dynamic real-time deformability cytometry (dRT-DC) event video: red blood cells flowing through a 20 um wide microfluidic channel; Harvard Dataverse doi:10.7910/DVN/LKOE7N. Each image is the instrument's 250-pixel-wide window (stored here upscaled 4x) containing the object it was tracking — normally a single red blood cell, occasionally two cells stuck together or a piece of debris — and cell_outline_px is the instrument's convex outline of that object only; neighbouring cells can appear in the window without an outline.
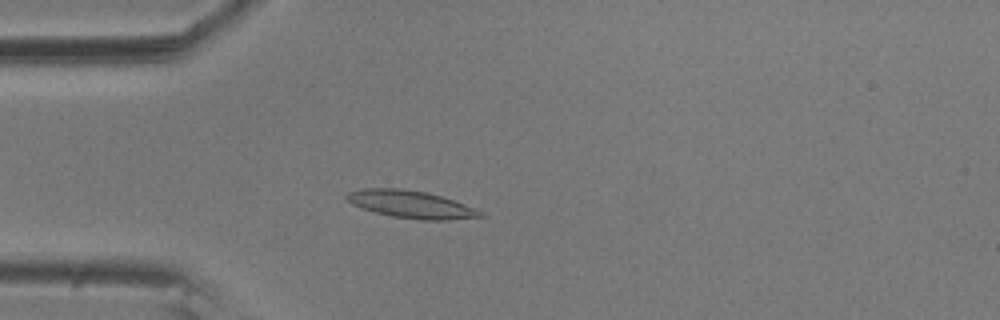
{"species": "common noctule bat (a hibernating species)", "species_latin": "Nyctalus noctula", "temperature_condition": "room temperature", "stored_images_in_passage": 52, "camera_frame_rate_fps": 3000, "um_per_image_px": 0.085, "animal": {"sex": "male", "body_mass_g": 20.5, "forearm_length_mm": 52.5}, "frame": {"image": 1, "passage_image": 11, "time_ms": 3.333, "image_size_px": [1000, 320], "cell_outline_px": [[484, 216], [448, 220], [420, 220], [392, 216], [360, 208], [352, 204], [344, 196], [348, 192], [360, 188], [400, 188], [424, 192], [440, 196], [464, 204], [484, 212]], "centroid_in_image_um": [34.89, 17.37], "position_along_channel_um": 50.1, "area_um2": 21.27}}
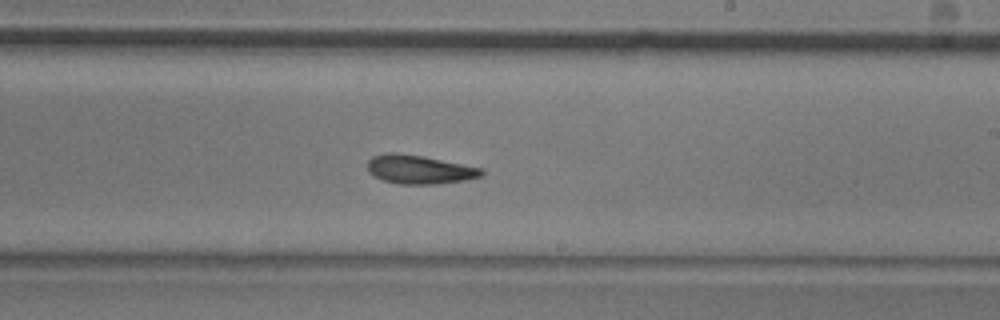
{"frame": {"image": 2, "passage_image": 29, "time_ms": 9.333, "image_size_px": [1000, 320], "cell_outline_px": [[484, 176], [464, 180], [436, 184], [400, 184], [384, 180], [368, 172], [368, 160], [372, 156], [384, 152], [392, 152], [424, 156], [484, 168]], "centroid_in_image_um": [35.67, 14.39], "position_along_channel_um": 253.3, "area_um2": 19.25}}
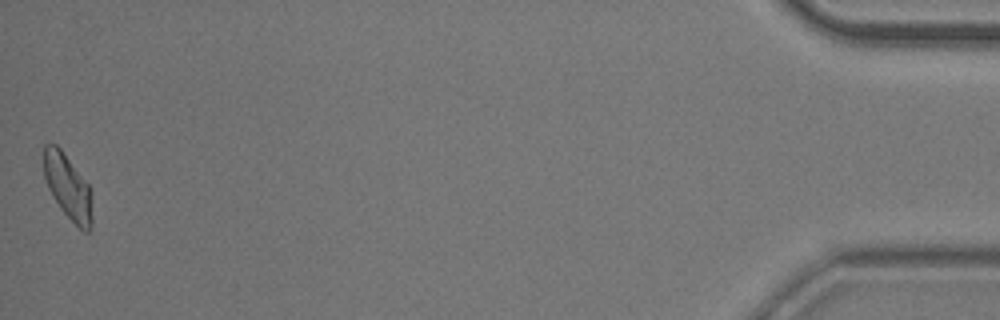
{"frame": {"image": 3, "passage_image": 52, "time_ms": 17.0, "image_size_px": [1000, 320], "cell_outline_px": [[92, 228], [88, 232], [84, 232], [60, 208], [48, 188], [44, 176], [44, 144], [56, 144], [60, 148], [88, 184], [92, 216]], "centroid_in_image_um": [5.75, 15.89], "position_along_channel_um": 429.4, "area_um2": 17.86}, "authors_computed_cell_mechanics": {"area_um2": 19.0162, "velocity_mm_per_s": 3.5531, "shape_relaxation_time_tau1_ms": 8.3232, "shape_relaxation_time_tau2_ms": 5.5517, "deformation_change_tau1": 0.1895, "deformation_change_tau2": 0.1325}}